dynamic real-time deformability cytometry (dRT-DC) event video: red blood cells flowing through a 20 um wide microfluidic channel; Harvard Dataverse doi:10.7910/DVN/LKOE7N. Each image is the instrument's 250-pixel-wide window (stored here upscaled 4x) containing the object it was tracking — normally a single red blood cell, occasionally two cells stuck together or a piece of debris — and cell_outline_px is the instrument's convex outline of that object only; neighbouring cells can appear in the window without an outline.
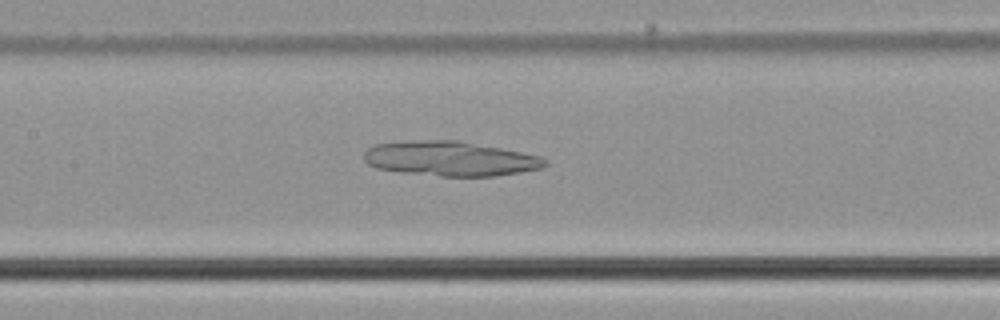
{"species": "common noctule bat (a hibernating species)", "species_latin": "Nyctalus noctula", "temperature_condition": "cold", "stored_images_in_passage": 54, "camera_frame_rate_fps": 3000, "um_per_image_px": 0.085, "animal": {"sex": "male", "body_mass_g": 21.5, "forearm_length_mm": 52.0}, "frame": {"image": 1, "passage_image": 26, "time_ms": 8.333, "image_size_px": [1000, 320], "cell_outline_px": [[548, 164], [540, 168], [520, 172], [496, 176], [440, 176], [400, 172], [376, 168], [368, 164], [364, 160], [364, 152], [368, 148], [376, 144], [412, 140], [460, 140], [540, 156], [548, 160]], "centroid_in_image_um": [38.25, 13.48], "position_along_channel_um": 169.1, "area_um2": 36.65}}
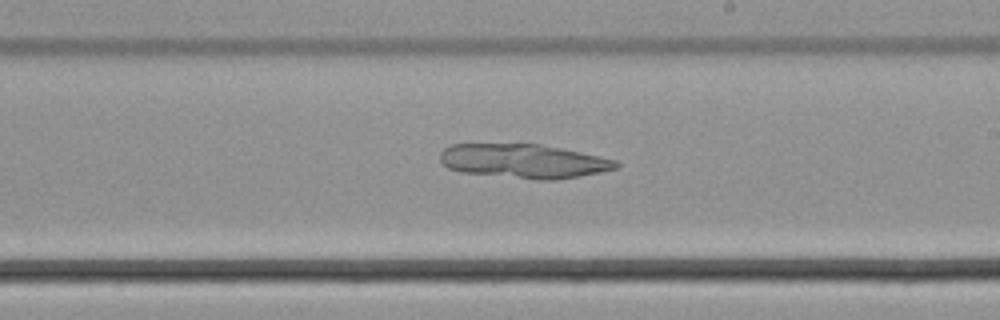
{"frame": {"image": 2, "passage_image": 32, "time_ms": 10.333, "image_size_px": [1000, 320], "cell_outline_px": [[620, 164], [616, 168], [600, 172], [580, 176], [556, 180], [540, 180], [460, 172], [448, 168], [440, 160], [440, 152], [444, 148], [452, 144], [540, 144], [600, 156], [616, 160]], "centroid_in_image_um": [44.5, 13.7], "position_along_channel_um": 244.5, "area_um2": 34.91}}
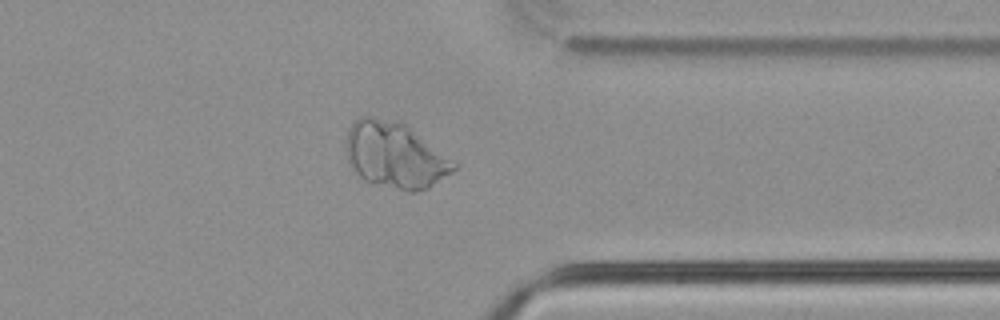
{"frame": {"image": 3, "passage_image": 43, "time_ms": 14.0, "image_size_px": [1000, 320], "cell_outline_px": [[456, 168], [452, 172], [428, 188], [416, 192], [408, 192], [364, 180], [348, 164], [344, 144], [344, 140], [348, 128], [360, 116], [372, 116], [400, 120], [456, 164]], "centroid_in_image_um": [33.5, 13.17], "position_along_channel_um": 377.9, "area_um2": 41.33}}